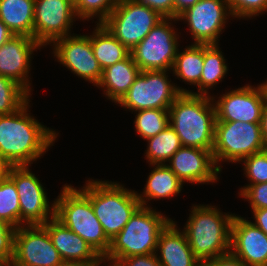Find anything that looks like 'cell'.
Instances as JSON below:
<instances>
[{
	"instance_id": "cell-1",
	"label": "cell",
	"mask_w": 267,
	"mask_h": 266,
	"mask_svg": "<svg viewBox=\"0 0 267 266\" xmlns=\"http://www.w3.org/2000/svg\"><path fill=\"white\" fill-rule=\"evenodd\" d=\"M29 104L30 99L16 112L0 115V160L7 167L31 166L57 140L55 130L28 113Z\"/></svg>"
},
{
	"instance_id": "cell-2",
	"label": "cell",
	"mask_w": 267,
	"mask_h": 266,
	"mask_svg": "<svg viewBox=\"0 0 267 266\" xmlns=\"http://www.w3.org/2000/svg\"><path fill=\"white\" fill-rule=\"evenodd\" d=\"M215 123L211 96L181 93L169 108V124L182 146L212 151Z\"/></svg>"
},
{
	"instance_id": "cell-3",
	"label": "cell",
	"mask_w": 267,
	"mask_h": 266,
	"mask_svg": "<svg viewBox=\"0 0 267 266\" xmlns=\"http://www.w3.org/2000/svg\"><path fill=\"white\" fill-rule=\"evenodd\" d=\"M183 231L194 256L211 260L230 251L231 223L235 214L220 212L212 205L192 206Z\"/></svg>"
},
{
	"instance_id": "cell-4",
	"label": "cell",
	"mask_w": 267,
	"mask_h": 266,
	"mask_svg": "<svg viewBox=\"0 0 267 266\" xmlns=\"http://www.w3.org/2000/svg\"><path fill=\"white\" fill-rule=\"evenodd\" d=\"M90 199L106 236L113 239L141 206L137 192L119 182L87 180L81 189Z\"/></svg>"
},
{
	"instance_id": "cell-5",
	"label": "cell",
	"mask_w": 267,
	"mask_h": 266,
	"mask_svg": "<svg viewBox=\"0 0 267 266\" xmlns=\"http://www.w3.org/2000/svg\"><path fill=\"white\" fill-rule=\"evenodd\" d=\"M55 202V217L78 234L103 258L111 240L95 216L89 197L81 190L65 184Z\"/></svg>"
},
{
	"instance_id": "cell-6",
	"label": "cell",
	"mask_w": 267,
	"mask_h": 266,
	"mask_svg": "<svg viewBox=\"0 0 267 266\" xmlns=\"http://www.w3.org/2000/svg\"><path fill=\"white\" fill-rule=\"evenodd\" d=\"M172 219L151 207L140 206L110 242L103 259H122L156 253L160 232Z\"/></svg>"
},
{
	"instance_id": "cell-7",
	"label": "cell",
	"mask_w": 267,
	"mask_h": 266,
	"mask_svg": "<svg viewBox=\"0 0 267 266\" xmlns=\"http://www.w3.org/2000/svg\"><path fill=\"white\" fill-rule=\"evenodd\" d=\"M266 148L260 123L216 121L212 153L220 171V161L236 164Z\"/></svg>"
},
{
	"instance_id": "cell-8",
	"label": "cell",
	"mask_w": 267,
	"mask_h": 266,
	"mask_svg": "<svg viewBox=\"0 0 267 266\" xmlns=\"http://www.w3.org/2000/svg\"><path fill=\"white\" fill-rule=\"evenodd\" d=\"M167 71H141L127 93L118 102L130 111L143 109H169L181 93L189 90L169 81Z\"/></svg>"
},
{
	"instance_id": "cell-9",
	"label": "cell",
	"mask_w": 267,
	"mask_h": 266,
	"mask_svg": "<svg viewBox=\"0 0 267 266\" xmlns=\"http://www.w3.org/2000/svg\"><path fill=\"white\" fill-rule=\"evenodd\" d=\"M163 18L147 5L120 0L102 24L131 51Z\"/></svg>"
},
{
	"instance_id": "cell-10",
	"label": "cell",
	"mask_w": 267,
	"mask_h": 266,
	"mask_svg": "<svg viewBox=\"0 0 267 266\" xmlns=\"http://www.w3.org/2000/svg\"><path fill=\"white\" fill-rule=\"evenodd\" d=\"M172 20L178 21L177 18H163L130 51L132 59L141 71L172 70L179 47V36L174 30Z\"/></svg>"
},
{
	"instance_id": "cell-11",
	"label": "cell",
	"mask_w": 267,
	"mask_h": 266,
	"mask_svg": "<svg viewBox=\"0 0 267 266\" xmlns=\"http://www.w3.org/2000/svg\"><path fill=\"white\" fill-rule=\"evenodd\" d=\"M5 174L14 182L18 192L20 227L42 225L55 216V202L50 204L45 187L29 166H8Z\"/></svg>"
},
{
	"instance_id": "cell-12",
	"label": "cell",
	"mask_w": 267,
	"mask_h": 266,
	"mask_svg": "<svg viewBox=\"0 0 267 266\" xmlns=\"http://www.w3.org/2000/svg\"><path fill=\"white\" fill-rule=\"evenodd\" d=\"M62 260L42 225L16 228L14 254L9 266H56Z\"/></svg>"
},
{
	"instance_id": "cell-13",
	"label": "cell",
	"mask_w": 267,
	"mask_h": 266,
	"mask_svg": "<svg viewBox=\"0 0 267 266\" xmlns=\"http://www.w3.org/2000/svg\"><path fill=\"white\" fill-rule=\"evenodd\" d=\"M230 15L232 13L227 0H199L177 19L185 20V23L187 21L194 43L218 44Z\"/></svg>"
},
{
	"instance_id": "cell-14",
	"label": "cell",
	"mask_w": 267,
	"mask_h": 266,
	"mask_svg": "<svg viewBox=\"0 0 267 266\" xmlns=\"http://www.w3.org/2000/svg\"><path fill=\"white\" fill-rule=\"evenodd\" d=\"M75 17V5L70 0H35L33 38L43 47L72 35Z\"/></svg>"
},
{
	"instance_id": "cell-15",
	"label": "cell",
	"mask_w": 267,
	"mask_h": 266,
	"mask_svg": "<svg viewBox=\"0 0 267 266\" xmlns=\"http://www.w3.org/2000/svg\"><path fill=\"white\" fill-rule=\"evenodd\" d=\"M53 54L58 62L70 69L76 76L97 86L102 77V69L91 46V35H73L53 42Z\"/></svg>"
},
{
	"instance_id": "cell-16",
	"label": "cell",
	"mask_w": 267,
	"mask_h": 266,
	"mask_svg": "<svg viewBox=\"0 0 267 266\" xmlns=\"http://www.w3.org/2000/svg\"><path fill=\"white\" fill-rule=\"evenodd\" d=\"M216 121H241L260 123L266 104L265 93L261 84L253 87L249 84L225 92L215 101Z\"/></svg>"
},
{
	"instance_id": "cell-17",
	"label": "cell",
	"mask_w": 267,
	"mask_h": 266,
	"mask_svg": "<svg viewBox=\"0 0 267 266\" xmlns=\"http://www.w3.org/2000/svg\"><path fill=\"white\" fill-rule=\"evenodd\" d=\"M42 46L25 35H13L0 46V75L16 81L31 95L29 70L31 58L36 49Z\"/></svg>"
},
{
	"instance_id": "cell-18",
	"label": "cell",
	"mask_w": 267,
	"mask_h": 266,
	"mask_svg": "<svg viewBox=\"0 0 267 266\" xmlns=\"http://www.w3.org/2000/svg\"><path fill=\"white\" fill-rule=\"evenodd\" d=\"M168 162L166 165L183 183H213L221 172L212 151L206 149L181 146Z\"/></svg>"
},
{
	"instance_id": "cell-19",
	"label": "cell",
	"mask_w": 267,
	"mask_h": 266,
	"mask_svg": "<svg viewBox=\"0 0 267 266\" xmlns=\"http://www.w3.org/2000/svg\"><path fill=\"white\" fill-rule=\"evenodd\" d=\"M230 251L247 266H267V235L251 221L234 215Z\"/></svg>"
},
{
	"instance_id": "cell-20",
	"label": "cell",
	"mask_w": 267,
	"mask_h": 266,
	"mask_svg": "<svg viewBox=\"0 0 267 266\" xmlns=\"http://www.w3.org/2000/svg\"><path fill=\"white\" fill-rule=\"evenodd\" d=\"M42 226L48 231L53 246L63 260L79 261L88 266L95 265L103 258L78 234L66 227L55 216Z\"/></svg>"
},
{
	"instance_id": "cell-21",
	"label": "cell",
	"mask_w": 267,
	"mask_h": 266,
	"mask_svg": "<svg viewBox=\"0 0 267 266\" xmlns=\"http://www.w3.org/2000/svg\"><path fill=\"white\" fill-rule=\"evenodd\" d=\"M176 223L171 220L159 234L156 248L159 263L162 266H199L200 261L194 256L185 232Z\"/></svg>"
},
{
	"instance_id": "cell-22",
	"label": "cell",
	"mask_w": 267,
	"mask_h": 266,
	"mask_svg": "<svg viewBox=\"0 0 267 266\" xmlns=\"http://www.w3.org/2000/svg\"><path fill=\"white\" fill-rule=\"evenodd\" d=\"M140 72L138 65L129 55L124 60L103 69L97 87L102 88L105 96L117 104L127 93Z\"/></svg>"
},
{
	"instance_id": "cell-23",
	"label": "cell",
	"mask_w": 267,
	"mask_h": 266,
	"mask_svg": "<svg viewBox=\"0 0 267 266\" xmlns=\"http://www.w3.org/2000/svg\"><path fill=\"white\" fill-rule=\"evenodd\" d=\"M152 166L155 168L148 176L143 194L137 193L141 206L150 207L147 205L150 200L171 198L183 188V182L166 164Z\"/></svg>"
},
{
	"instance_id": "cell-24",
	"label": "cell",
	"mask_w": 267,
	"mask_h": 266,
	"mask_svg": "<svg viewBox=\"0 0 267 266\" xmlns=\"http://www.w3.org/2000/svg\"><path fill=\"white\" fill-rule=\"evenodd\" d=\"M35 0H0V20L14 35L33 38Z\"/></svg>"
},
{
	"instance_id": "cell-25",
	"label": "cell",
	"mask_w": 267,
	"mask_h": 266,
	"mask_svg": "<svg viewBox=\"0 0 267 266\" xmlns=\"http://www.w3.org/2000/svg\"><path fill=\"white\" fill-rule=\"evenodd\" d=\"M92 34L91 46L102 70L130 55V50L117 40L102 23L96 24Z\"/></svg>"
},
{
	"instance_id": "cell-26",
	"label": "cell",
	"mask_w": 267,
	"mask_h": 266,
	"mask_svg": "<svg viewBox=\"0 0 267 266\" xmlns=\"http://www.w3.org/2000/svg\"><path fill=\"white\" fill-rule=\"evenodd\" d=\"M183 52L177 51L172 71L174 76L182 79L187 84L198 86L197 92L191 94L200 95V78L203 71L204 44L193 43L187 46Z\"/></svg>"
},
{
	"instance_id": "cell-27",
	"label": "cell",
	"mask_w": 267,
	"mask_h": 266,
	"mask_svg": "<svg viewBox=\"0 0 267 266\" xmlns=\"http://www.w3.org/2000/svg\"><path fill=\"white\" fill-rule=\"evenodd\" d=\"M219 44H204L203 71L200 78V95L210 96L209 88L218 85L228 73V65Z\"/></svg>"
},
{
	"instance_id": "cell-28",
	"label": "cell",
	"mask_w": 267,
	"mask_h": 266,
	"mask_svg": "<svg viewBox=\"0 0 267 266\" xmlns=\"http://www.w3.org/2000/svg\"><path fill=\"white\" fill-rule=\"evenodd\" d=\"M146 141H148V146L145 156L150 165L165 164L182 146L179 136L170 124L163 131Z\"/></svg>"
},
{
	"instance_id": "cell-29",
	"label": "cell",
	"mask_w": 267,
	"mask_h": 266,
	"mask_svg": "<svg viewBox=\"0 0 267 266\" xmlns=\"http://www.w3.org/2000/svg\"><path fill=\"white\" fill-rule=\"evenodd\" d=\"M0 220L20 227L19 196L14 182L5 174L0 179Z\"/></svg>"
},
{
	"instance_id": "cell-30",
	"label": "cell",
	"mask_w": 267,
	"mask_h": 266,
	"mask_svg": "<svg viewBox=\"0 0 267 266\" xmlns=\"http://www.w3.org/2000/svg\"><path fill=\"white\" fill-rule=\"evenodd\" d=\"M136 114L135 131L144 140L154 137L169 125V109H143Z\"/></svg>"
},
{
	"instance_id": "cell-31",
	"label": "cell",
	"mask_w": 267,
	"mask_h": 266,
	"mask_svg": "<svg viewBox=\"0 0 267 266\" xmlns=\"http://www.w3.org/2000/svg\"><path fill=\"white\" fill-rule=\"evenodd\" d=\"M30 94L16 81L0 75V115H8L20 109Z\"/></svg>"
},
{
	"instance_id": "cell-32",
	"label": "cell",
	"mask_w": 267,
	"mask_h": 266,
	"mask_svg": "<svg viewBox=\"0 0 267 266\" xmlns=\"http://www.w3.org/2000/svg\"><path fill=\"white\" fill-rule=\"evenodd\" d=\"M120 0H79L75 4V12L80 20L98 17L96 23H102L119 3Z\"/></svg>"
},
{
	"instance_id": "cell-33",
	"label": "cell",
	"mask_w": 267,
	"mask_h": 266,
	"mask_svg": "<svg viewBox=\"0 0 267 266\" xmlns=\"http://www.w3.org/2000/svg\"><path fill=\"white\" fill-rule=\"evenodd\" d=\"M241 162L244 163V174L250 184L267 182V148L246 157Z\"/></svg>"
},
{
	"instance_id": "cell-34",
	"label": "cell",
	"mask_w": 267,
	"mask_h": 266,
	"mask_svg": "<svg viewBox=\"0 0 267 266\" xmlns=\"http://www.w3.org/2000/svg\"><path fill=\"white\" fill-rule=\"evenodd\" d=\"M232 17L249 18L267 12V0H227Z\"/></svg>"
},
{
	"instance_id": "cell-35",
	"label": "cell",
	"mask_w": 267,
	"mask_h": 266,
	"mask_svg": "<svg viewBox=\"0 0 267 266\" xmlns=\"http://www.w3.org/2000/svg\"><path fill=\"white\" fill-rule=\"evenodd\" d=\"M16 228L0 220V265L9 266L14 254V235Z\"/></svg>"
},
{
	"instance_id": "cell-36",
	"label": "cell",
	"mask_w": 267,
	"mask_h": 266,
	"mask_svg": "<svg viewBox=\"0 0 267 266\" xmlns=\"http://www.w3.org/2000/svg\"><path fill=\"white\" fill-rule=\"evenodd\" d=\"M239 195L248 200L252 210L267 208V182L245 185Z\"/></svg>"
},
{
	"instance_id": "cell-37",
	"label": "cell",
	"mask_w": 267,
	"mask_h": 266,
	"mask_svg": "<svg viewBox=\"0 0 267 266\" xmlns=\"http://www.w3.org/2000/svg\"><path fill=\"white\" fill-rule=\"evenodd\" d=\"M112 262L115 266H162L157 259L156 253L149 255H136L122 259H103Z\"/></svg>"
},
{
	"instance_id": "cell-38",
	"label": "cell",
	"mask_w": 267,
	"mask_h": 266,
	"mask_svg": "<svg viewBox=\"0 0 267 266\" xmlns=\"http://www.w3.org/2000/svg\"><path fill=\"white\" fill-rule=\"evenodd\" d=\"M157 11L164 18H174L173 0H134Z\"/></svg>"
},
{
	"instance_id": "cell-39",
	"label": "cell",
	"mask_w": 267,
	"mask_h": 266,
	"mask_svg": "<svg viewBox=\"0 0 267 266\" xmlns=\"http://www.w3.org/2000/svg\"><path fill=\"white\" fill-rule=\"evenodd\" d=\"M199 266H247L243 260L231 251L211 260L200 261Z\"/></svg>"
},
{
	"instance_id": "cell-40",
	"label": "cell",
	"mask_w": 267,
	"mask_h": 266,
	"mask_svg": "<svg viewBox=\"0 0 267 266\" xmlns=\"http://www.w3.org/2000/svg\"><path fill=\"white\" fill-rule=\"evenodd\" d=\"M252 212L255 220L252 223L267 235V208L254 209Z\"/></svg>"
},
{
	"instance_id": "cell-41",
	"label": "cell",
	"mask_w": 267,
	"mask_h": 266,
	"mask_svg": "<svg viewBox=\"0 0 267 266\" xmlns=\"http://www.w3.org/2000/svg\"><path fill=\"white\" fill-rule=\"evenodd\" d=\"M174 1V18H177L189 7H192L199 0H173Z\"/></svg>"
},
{
	"instance_id": "cell-42",
	"label": "cell",
	"mask_w": 267,
	"mask_h": 266,
	"mask_svg": "<svg viewBox=\"0 0 267 266\" xmlns=\"http://www.w3.org/2000/svg\"><path fill=\"white\" fill-rule=\"evenodd\" d=\"M14 34L8 27L0 20V46L8 41Z\"/></svg>"
},
{
	"instance_id": "cell-43",
	"label": "cell",
	"mask_w": 267,
	"mask_h": 266,
	"mask_svg": "<svg viewBox=\"0 0 267 266\" xmlns=\"http://www.w3.org/2000/svg\"><path fill=\"white\" fill-rule=\"evenodd\" d=\"M260 126H261V133H262L263 140L265 144L267 145V102L263 109Z\"/></svg>"
},
{
	"instance_id": "cell-44",
	"label": "cell",
	"mask_w": 267,
	"mask_h": 266,
	"mask_svg": "<svg viewBox=\"0 0 267 266\" xmlns=\"http://www.w3.org/2000/svg\"><path fill=\"white\" fill-rule=\"evenodd\" d=\"M56 266H88V265L79 261L62 260Z\"/></svg>"
},
{
	"instance_id": "cell-45",
	"label": "cell",
	"mask_w": 267,
	"mask_h": 266,
	"mask_svg": "<svg viewBox=\"0 0 267 266\" xmlns=\"http://www.w3.org/2000/svg\"><path fill=\"white\" fill-rule=\"evenodd\" d=\"M7 166L0 160V179L5 175Z\"/></svg>"
},
{
	"instance_id": "cell-46",
	"label": "cell",
	"mask_w": 267,
	"mask_h": 266,
	"mask_svg": "<svg viewBox=\"0 0 267 266\" xmlns=\"http://www.w3.org/2000/svg\"><path fill=\"white\" fill-rule=\"evenodd\" d=\"M261 86L263 87V90H264V93H265L266 102H267V81H265V83L261 84Z\"/></svg>"
},
{
	"instance_id": "cell-47",
	"label": "cell",
	"mask_w": 267,
	"mask_h": 266,
	"mask_svg": "<svg viewBox=\"0 0 267 266\" xmlns=\"http://www.w3.org/2000/svg\"><path fill=\"white\" fill-rule=\"evenodd\" d=\"M102 263H104V265L107 263L105 262V260H102L101 262L95 264V265H92V266H100ZM107 266H115L112 262H109Z\"/></svg>"
},
{
	"instance_id": "cell-48",
	"label": "cell",
	"mask_w": 267,
	"mask_h": 266,
	"mask_svg": "<svg viewBox=\"0 0 267 266\" xmlns=\"http://www.w3.org/2000/svg\"><path fill=\"white\" fill-rule=\"evenodd\" d=\"M74 5L79 1V0H70Z\"/></svg>"
}]
</instances>
